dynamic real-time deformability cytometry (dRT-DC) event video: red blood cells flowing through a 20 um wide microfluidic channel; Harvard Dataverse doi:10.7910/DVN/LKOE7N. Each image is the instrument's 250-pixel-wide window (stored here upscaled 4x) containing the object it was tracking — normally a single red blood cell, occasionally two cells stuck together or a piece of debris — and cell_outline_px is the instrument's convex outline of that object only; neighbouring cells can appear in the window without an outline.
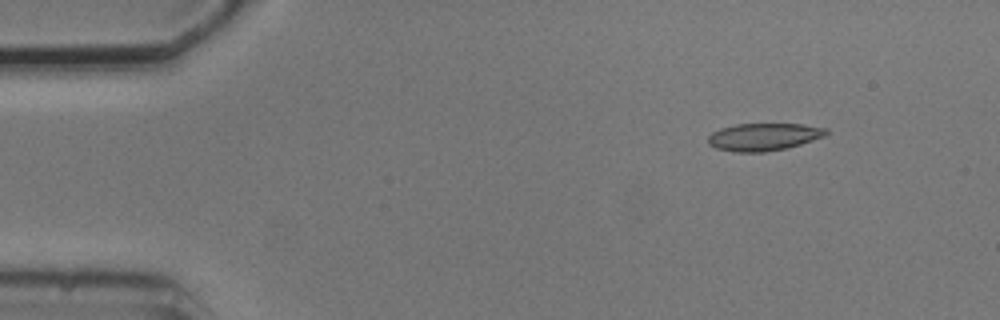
{"species": "common noctule bat (a hibernating species)", "species_latin": "Nyctalus noctula", "temperature_condition": "cold", "stored_images_in_passage": 7, "camera_frame_rate_fps": 3000, "um_per_image_px": 0.085, "animal": {"sex": "male", "body_mass_g": 20.5, "forearm_length_mm": 52.5}, "frame": {"image": 1, "passage_image": 2, "time_ms": 1.333, "image_size_px": [1000, 320], "cell_outline_px": [[828, 132], [824, 136], [800, 144], [784, 148], [764, 152], [736, 152], [716, 148], [708, 144], [708, 136], [712, 132], [720, 128], [736, 124], [804, 124], [828, 128]], "centroid_in_image_um": [64.9, 11.62], "position_along_channel_um": 20.1, "area_um2": 18.84}}
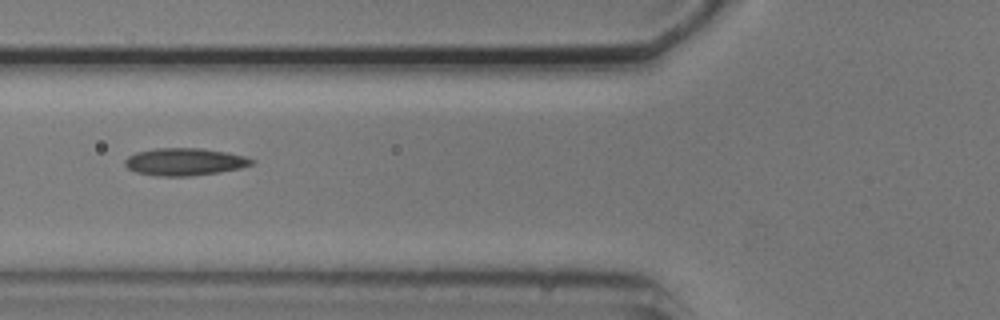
{"frame": {"image": 2, "passage_image": 6, "time_ms": 6.0, "image_size_px": [1000, 320], "cell_outline_px": [[256, 160], [252, 164], [240, 168], [220, 172], [192, 176], [156, 176], [136, 172], [128, 168], [124, 164], [124, 160], [128, 156], [136, 152], [156, 148], [200, 148], [224, 152], [244, 156]], "centroid_in_image_um": [15.67, 13.76], "position_along_channel_um": 110.1, "area_um2": 20.23}}
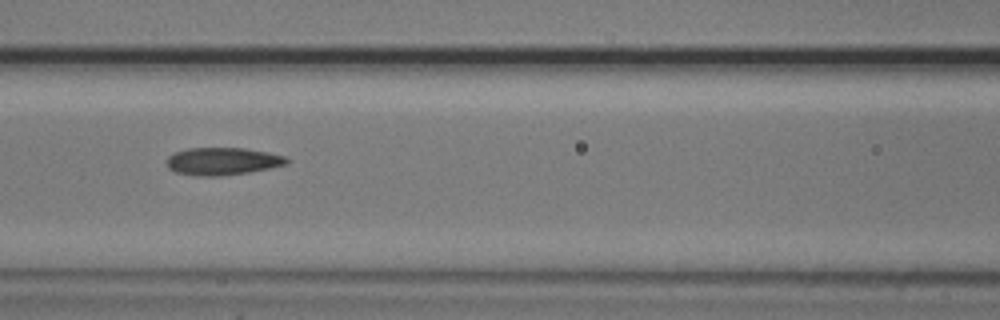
{"frame": {"image": 3, "passage_image": 7, "time_ms": 7.0, "image_size_px": [1000, 320], "cell_outline_px": [[292, 160], [288, 164], [272, 168], [248, 172], [220, 176], [196, 176], [176, 172], [168, 168], [168, 156], [176, 152], [188, 148], [244, 148], [268, 152], [284, 156]], "centroid_in_image_um": [18.97, 13.71], "position_along_channel_um": 147.6, "area_um2": 19.31}}